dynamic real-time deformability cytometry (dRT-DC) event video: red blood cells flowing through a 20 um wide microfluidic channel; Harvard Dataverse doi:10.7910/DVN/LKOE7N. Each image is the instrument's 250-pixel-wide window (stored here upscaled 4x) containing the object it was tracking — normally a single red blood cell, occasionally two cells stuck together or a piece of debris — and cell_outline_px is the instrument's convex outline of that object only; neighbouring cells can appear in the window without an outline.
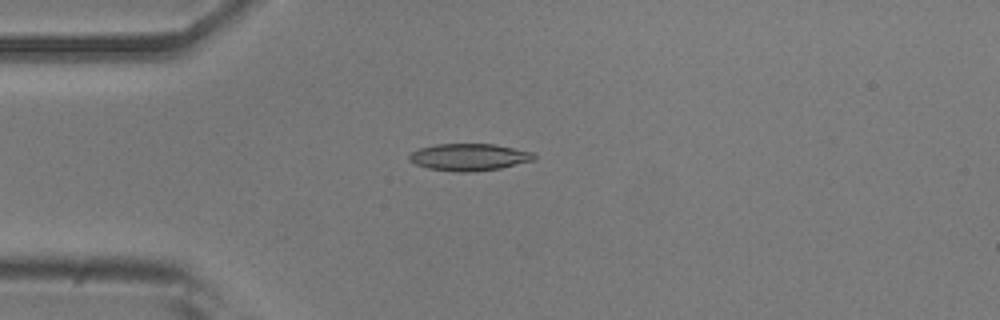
{"species": "common noctule bat (a hibernating species)", "species_latin": "Nyctalus noctula", "temperature_condition": "room temperature", "stored_images_in_passage": 15, "camera_frame_rate_fps": 3000, "um_per_image_px": 0.085, "animal": {"sex": "male", "body_mass_g": 20.5, "forearm_length_mm": 52.5}, "frame": {"image": 1, "passage_image": 14, "time_ms": 4.333, "image_size_px": [1000, 320], "cell_outline_px": [[536, 160], [500, 168], [472, 172], [456, 172], [428, 168], [416, 164], [408, 160], [408, 156], [412, 152], [420, 148], [436, 144], [496, 144], [536, 152]], "centroid_in_image_um": [39.93, 13.35], "position_along_channel_um": 45.1, "area_um2": 19.88}}